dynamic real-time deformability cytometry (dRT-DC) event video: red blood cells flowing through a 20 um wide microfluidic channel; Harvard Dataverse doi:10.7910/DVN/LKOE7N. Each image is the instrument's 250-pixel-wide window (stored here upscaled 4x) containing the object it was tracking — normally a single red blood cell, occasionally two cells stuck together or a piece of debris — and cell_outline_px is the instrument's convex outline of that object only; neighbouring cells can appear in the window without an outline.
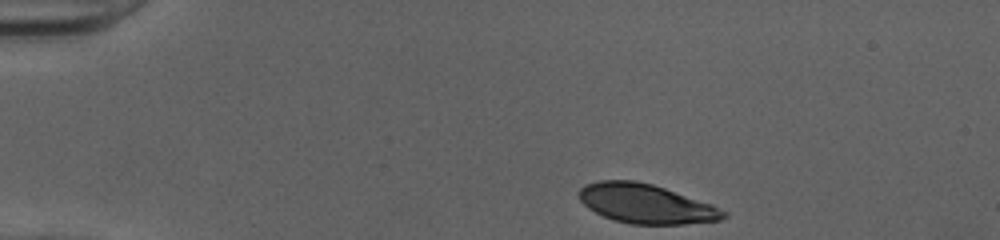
{"species": "human", "species_latin": "Homo sapiens", "temperature_condition": "cold", "stored_images_in_passage": 35, "camera_frame_rate_fps": 3000, "um_per_image_px": 0.085, "donor": {"sex": "female"}, "frame": {"image": 1, "passage_image": 1, "time_ms": 0.0, "image_size_px": [1000, 240], "cell_outline_px": [[728, 216], [720, 220], [684, 224], [632, 224], [612, 220], [588, 208], [580, 200], [576, 192], [584, 184], [600, 180], [636, 180], [652, 184], [712, 204], [728, 212]], "centroid_in_image_um": [54.89, 17.31], "position_along_channel_um": 30.1, "area_um2": 33.23}}
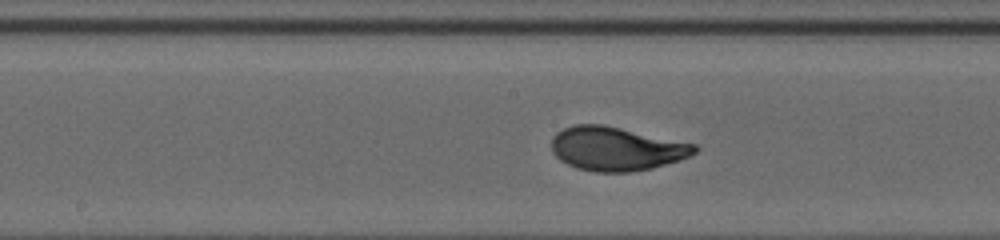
{"frame": {"image": 2, "passage_image": 19, "time_ms": 6.0, "image_size_px": [1000, 240], "cell_outline_px": [[700, 148], [696, 152], [680, 160], [652, 168], [632, 172], [592, 172], [576, 168], [560, 160], [552, 152], [552, 136], [556, 132], [564, 128], [576, 124], [604, 124], [696, 144]], "centroid_in_image_um": [52.38, 12.64], "position_along_channel_um": 195.8, "area_um2": 36.76}}
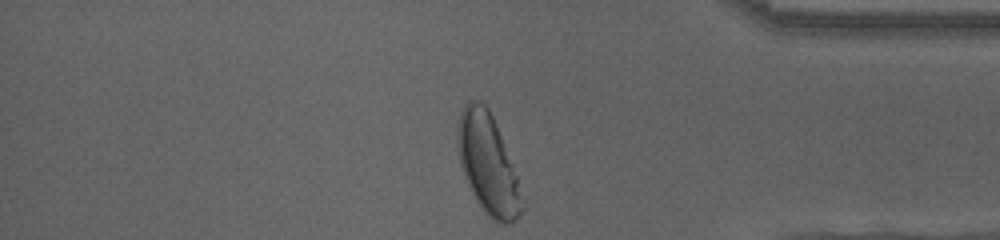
{"frame": {"image": 3, "passage_image": 35, "time_ms": 11.333, "image_size_px": [1000, 240], "cell_outline_px": [[524, 208], [516, 220], [508, 224], [500, 224], [492, 220], [488, 216], [476, 200], [464, 176], [460, 164], [456, 144], [456, 128], [460, 112], [464, 104], [468, 100], [480, 100], [488, 108], [496, 124], [516, 176], [524, 204]], "centroid_in_image_um": [41.43, 13.93], "position_along_channel_um": 393.8, "area_um2": 37.4}, "authors_computed_cell_mechanics": {"area_um2": 36.0094, "velocity_mm_per_s": 4.0233, "shape_relaxation_time_tau1_ms": 2.7848, "shape_relaxation_time_tau2_ms": null, "deformation_change_tau1": 0.1658, "deformation_change_tau2": null}}